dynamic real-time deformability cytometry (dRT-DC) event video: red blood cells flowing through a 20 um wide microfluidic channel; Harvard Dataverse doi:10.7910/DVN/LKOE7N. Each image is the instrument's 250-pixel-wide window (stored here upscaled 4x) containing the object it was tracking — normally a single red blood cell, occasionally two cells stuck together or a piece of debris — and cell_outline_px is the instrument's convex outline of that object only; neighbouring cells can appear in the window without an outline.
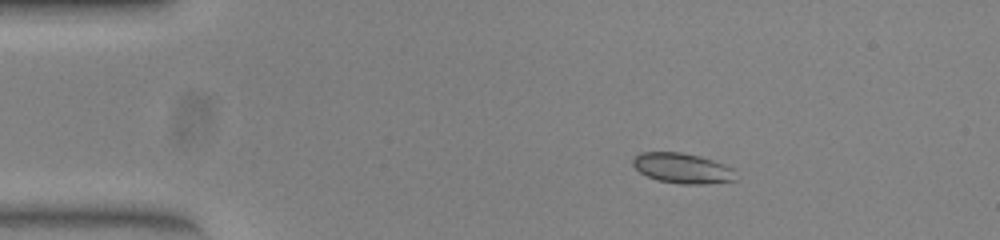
{"species": "common noctule bat (a hibernating species)", "species_latin": "Nyctalus noctula", "temperature_condition": "warm", "stored_images_in_passage": 45, "camera_frame_rate_fps": 3000, "um_per_image_px": 0.085, "animal": {"sex": "female", "body_mass_g": 23.0, "forearm_length_mm": 53.4}, "frame": {"image": 1, "passage_image": 1, "time_ms": 0.0, "image_size_px": [1000, 240], "cell_outline_px": [[736, 180], [704, 184], [684, 184], [656, 180], [640, 172], [632, 164], [632, 160], [640, 152], [680, 152], [700, 156], [724, 164], [732, 168]], "centroid_in_image_um": [57.98, 14.29], "position_along_channel_um": 27.0, "area_um2": 17.98}}
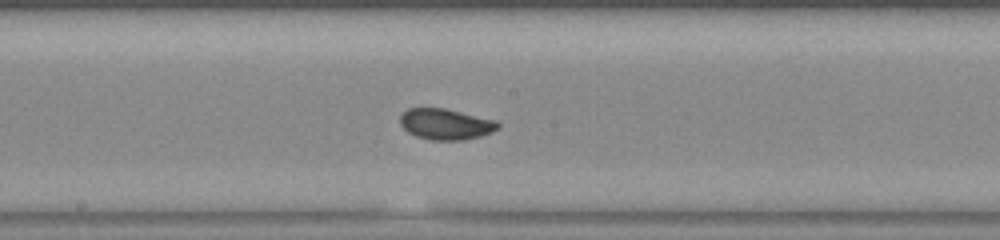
{"frame": {"image": 2, "passage_image": 20, "time_ms": 6.333, "image_size_px": [1000, 240], "cell_outline_px": [[500, 124], [492, 132], [480, 136], [464, 140], [432, 140], [416, 136], [408, 132], [400, 124], [400, 116], [408, 108], [444, 108], [496, 120]], "centroid_in_image_um": [37.87, 10.55], "position_along_channel_um": 210.3, "area_um2": 17.51}}
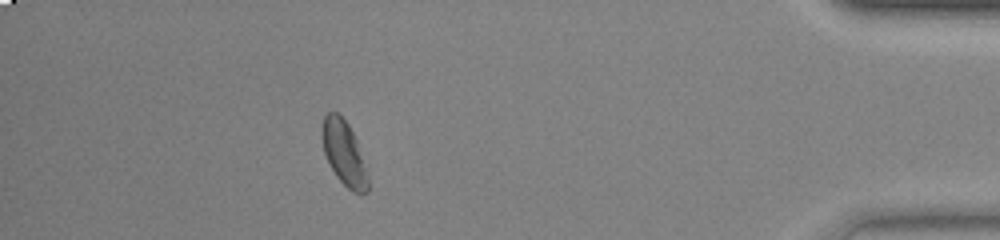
{"frame": {"image": 3, "passage_image": 39, "time_ms": 12.667, "image_size_px": [1000, 240], "cell_outline_px": [[368, 192], [352, 192], [336, 176], [324, 152], [320, 132], [320, 128], [324, 116], [328, 112], [340, 112], [348, 124], [356, 140], [368, 176]], "centroid_in_image_um": [29.2, 12.96], "position_along_channel_um": 406.0, "area_um2": 17.11}, "authors_computed_cell_mechanics": {"area_um2": 17.5134, "velocity_mm_per_s": 3.9044, "shape_relaxation_time_tau1_ms": 2.2428, "shape_relaxation_time_tau2_ms": null, "deformation_change_tau1": 0.057, "deformation_change_tau2": null}}